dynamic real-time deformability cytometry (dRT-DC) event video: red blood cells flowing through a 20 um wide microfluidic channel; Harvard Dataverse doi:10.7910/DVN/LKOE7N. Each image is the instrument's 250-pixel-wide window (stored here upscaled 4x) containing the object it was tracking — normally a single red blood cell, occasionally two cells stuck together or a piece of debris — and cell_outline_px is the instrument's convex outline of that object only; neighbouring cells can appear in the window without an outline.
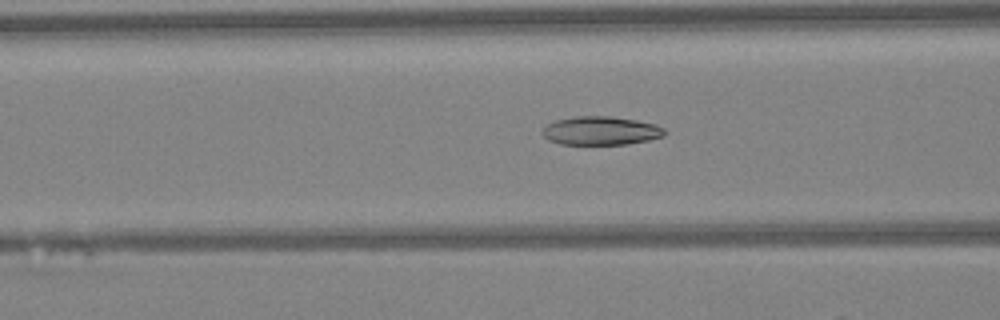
{"species": "Egyptian fruit bat (a non-hibernating species)", "species_latin": "Rousettus aegyptiacus", "temperature_condition": "warm", "stored_images_in_passage": 47, "camera_frame_rate_fps": 3000, "um_per_image_px": 0.085, "animal": {"sex": "female"}, "frame": {"image": 1, "passage_image": 18, "time_ms": 5.667, "image_size_px": [1000, 320], "cell_outline_px": [[668, 132], [664, 136], [648, 140], [628, 144], [560, 144], [548, 140], [540, 132], [548, 124], [556, 120], [576, 116], [608, 116], [636, 120], [656, 124], [664, 128]], "centroid_in_image_um": [51.09, 11.11], "position_along_channel_um": 115.5, "area_um2": 20.4}}
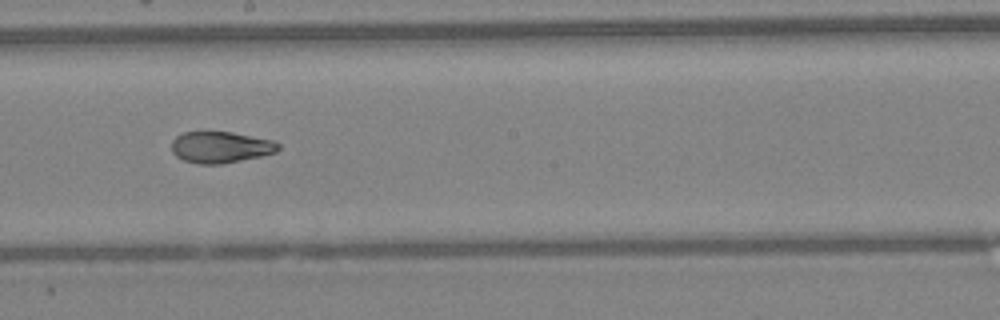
{"frame": {"image": 2, "passage_image": 26, "time_ms": 8.333, "image_size_px": [1000, 320], "cell_outline_px": [[280, 148], [276, 152], [260, 156], [220, 164], [200, 164], [184, 160], [176, 156], [172, 152], [172, 140], [176, 136], [184, 132], [232, 132], [272, 140], [280, 144]], "centroid_in_image_um": [18.74, 12.51], "position_along_channel_um": 229.5, "area_um2": 19.36}}
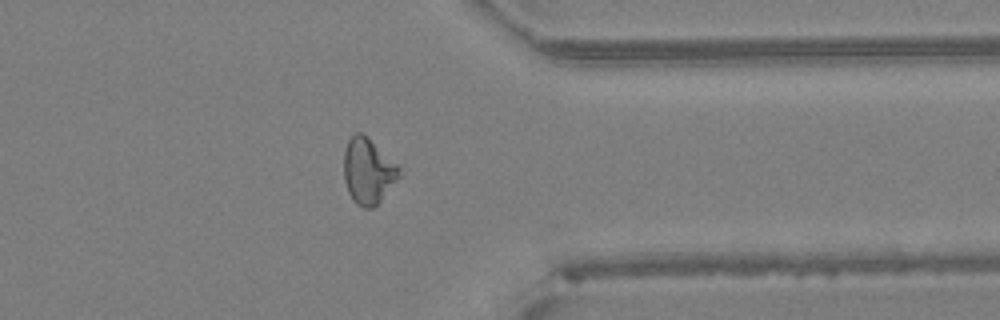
{"frame": {"image": 3, "passage_image": 37, "time_ms": 12.0, "image_size_px": [1000, 320], "cell_outline_px": [[400, 176], [380, 200], [372, 208], [364, 208], [356, 204], [352, 200], [348, 192], [344, 180], [344, 152], [348, 140], [356, 132], [360, 132], [396, 164], [400, 168]], "centroid_in_image_um": [31.25, 14.58], "position_along_channel_um": 380.2, "area_um2": 20.58}, "authors_computed_cell_mechanics": {"area_um2": 20.9814, "velocity_mm_per_s": 4.3051, "shape_relaxation_time_tau1_ms": null, "shape_relaxation_time_tau2_ms": 2.3437, "deformation_change_tau1": null, "deformation_change_tau2": 0.0808}}